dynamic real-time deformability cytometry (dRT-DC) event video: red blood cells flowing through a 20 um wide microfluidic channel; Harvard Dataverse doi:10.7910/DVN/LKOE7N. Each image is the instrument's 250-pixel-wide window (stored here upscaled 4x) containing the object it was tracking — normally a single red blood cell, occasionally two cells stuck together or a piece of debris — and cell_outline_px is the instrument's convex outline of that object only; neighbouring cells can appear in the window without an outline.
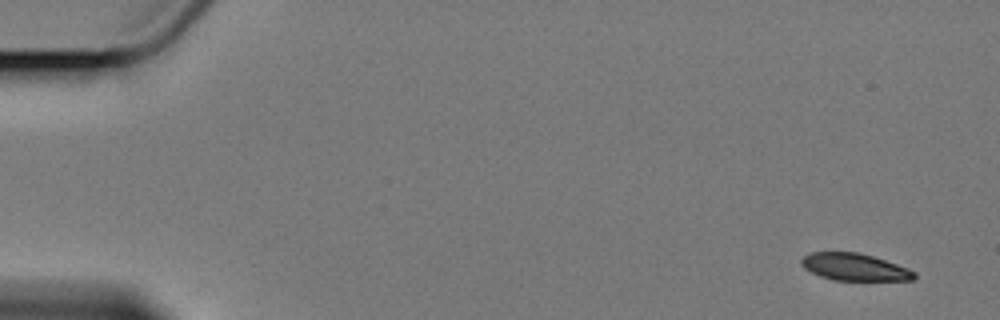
{"species": "Egyptian fruit bat (a non-hibernating species)", "species_latin": "Rousettus aegyptiacus", "temperature_condition": "cold", "stored_images_in_passage": 5, "camera_frame_rate_fps": 3000, "um_per_image_px": 0.085, "animal": {"sex": "female"}, "frame": {"image": 1, "passage_image": 1, "time_ms": 0.0, "image_size_px": [1000, 320], "cell_outline_px": [[916, 276], [912, 280], [832, 280], [820, 276], [804, 268], [800, 264], [800, 260], [804, 256], [812, 252], [856, 252], [872, 256], [908, 268], [916, 272]], "centroid_in_image_um": [72.61, 22.7], "position_along_channel_um": 12.4, "area_um2": 17.74}}
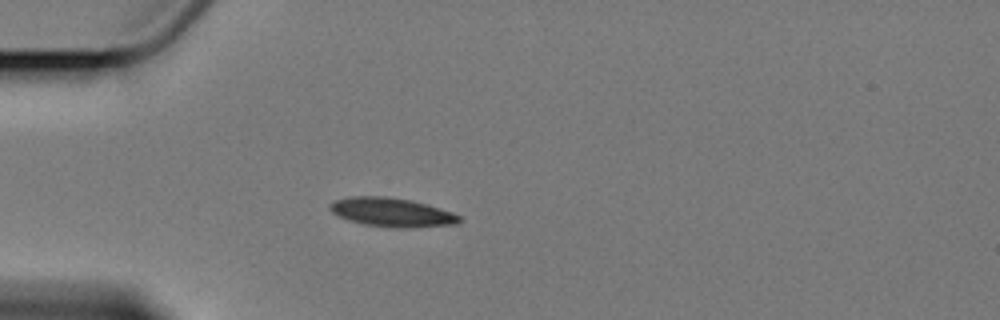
{"frame": {"image": 2, "passage_image": 5, "time_ms": 4.667, "image_size_px": [1000, 320], "cell_outline_px": [[460, 220], [456, 224], [408, 228], [392, 228], [364, 224], [348, 220], [332, 212], [328, 208], [336, 200], [352, 196], [388, 196], [412, 200], [452, 212], [460, 216]], "centroid_in_image_um": [33.31, 18.05], "position_along_channel_um": 51.7, "area_um2": 21.68}}